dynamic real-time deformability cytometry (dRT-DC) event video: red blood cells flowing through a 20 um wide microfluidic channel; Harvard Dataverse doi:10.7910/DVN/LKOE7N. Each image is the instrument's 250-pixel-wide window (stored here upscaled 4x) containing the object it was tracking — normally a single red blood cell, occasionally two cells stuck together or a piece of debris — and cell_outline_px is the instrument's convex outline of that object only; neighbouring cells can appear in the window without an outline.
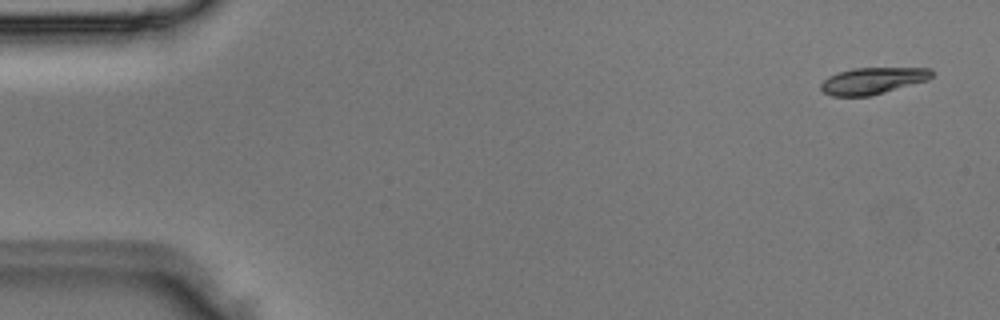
{"species": "Egyptian fruit bat (a non-hibernating species)", "species_latin": "Rousettus aegyptiacus", "temperature_condition": "room temperature", "stored_images_in_passage": 4, "camera_frame_rate_fps": 3000, "um_per_image_px": 0.085, "animal": {"sex": "male"}, "frame": {"image": 1, "passage_image": 4, "time_ms": 1.0, "image_size_px": [1000, 320], "cell_outline_px": [[932, 76], [928, 80], [884, 92], [868, 96], [832, 96], [824, 92], [820, 88], [820, 84], [828, 76], [852, 68], [932, 68]], "centroid_in_image_um": [74.17, 6.86], "position_along_channel_um": 10.8, "area_um2": 17.05}}